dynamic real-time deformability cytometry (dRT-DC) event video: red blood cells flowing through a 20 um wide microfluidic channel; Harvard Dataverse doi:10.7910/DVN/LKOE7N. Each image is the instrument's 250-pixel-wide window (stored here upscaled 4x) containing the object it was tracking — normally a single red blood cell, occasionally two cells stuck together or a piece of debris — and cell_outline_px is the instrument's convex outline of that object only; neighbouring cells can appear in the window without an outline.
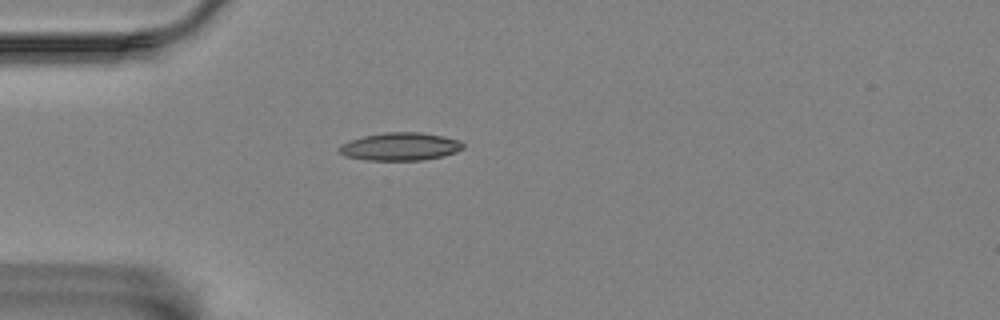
{"species": "Egyptian fruit bat (a non-hibernating species)", "species_latin": "Rousettus aegyptiacus", "temperature_condition": "room temperature", "stored_images_in_passage": 9, "camera_frame_rate_fps": 3000, "um_per_image_px": 0.085, "animal": {"sex": "female"}, "frame": {"image": 1, "passage_image": 1, "time_ms": 0.0, "image_size_px": [1000, 320], "cell_outline_px": [[464, 148], [456, 152], [444, 156], [424, 160], [368, 160], [344, 156], [336, 148], [340, 144], [364, 136], [384, 132], [420, 132], [444, 136], [456, 140], [464, 144]], "centroid_in_image_um": [34.01, 12.46], "position_along_channel_um": 51.0, "area_um2": 20.17}}
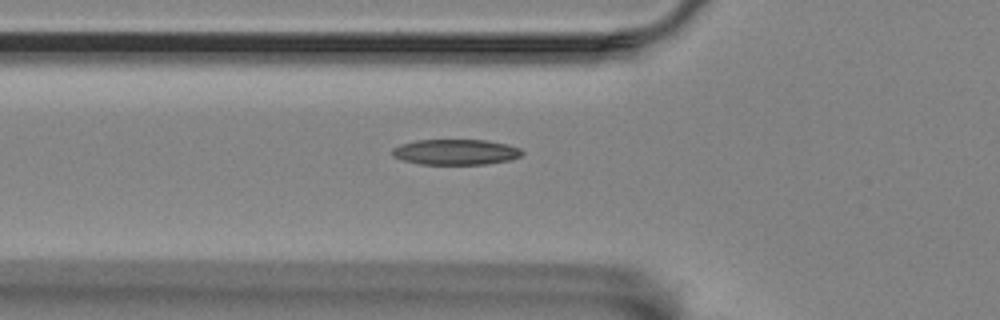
{"frame": {"image": 2, "passage_image": 5, "time_ms": 1.333, "image_size_px": [1000, 320], "cell_outline_px": [[524, 152], [520, 156], [508, 160], [484, 164], [420, 164], [404, 160], [392, 156], [392, 148], [400, 144], [416, 140], [488, 140], [508, 144], [520, 148]], "centroid_in_image_um": [38.73, 12.91], "position_along_channel_um": 87.1, "area_um2": 19.31}}
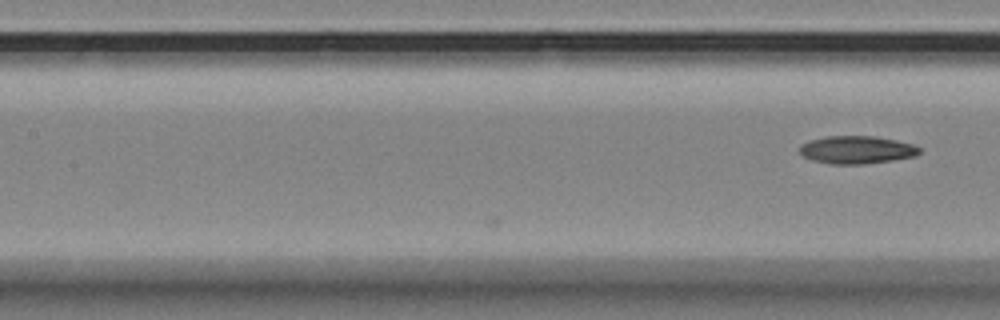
{"frame": {"image": 3, "passage_image": 9, "time_ms": 2.667, "image_size_px": [1000, 320], "cell_outline_px": [[920, 152], [916, 156], [892, 160], [864, 164], [832, 164], [812, 160], [804, 156], [800, 152], [800, 144], [812, 140], [828, 136], [876, 136], [896, 140], [912, 144], [920, 148]], "centroid_in_image_um": [72.84, 12.73], "position_along_channel_um": 134.6, "area_um2": 19.31}}